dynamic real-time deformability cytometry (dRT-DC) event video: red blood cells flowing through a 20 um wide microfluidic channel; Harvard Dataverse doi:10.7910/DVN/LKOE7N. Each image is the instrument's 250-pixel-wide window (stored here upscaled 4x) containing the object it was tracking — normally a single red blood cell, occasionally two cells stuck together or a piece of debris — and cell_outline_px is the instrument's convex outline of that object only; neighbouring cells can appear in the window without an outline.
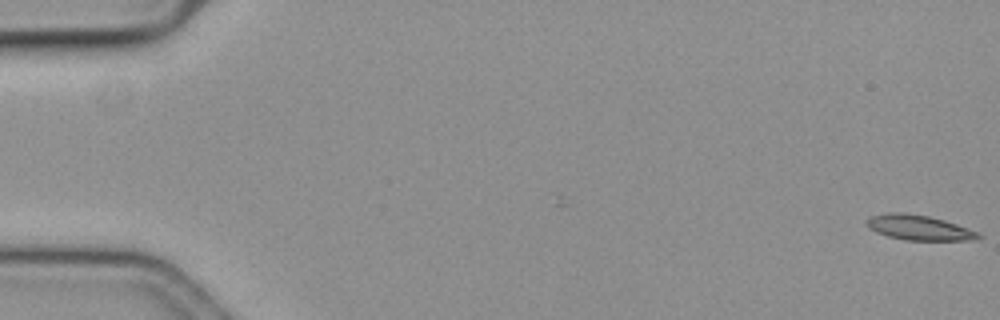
{"species": "common noctule bat (a hibernating species)", "species_latin": "Nyctalus noctula", "temperature_condition": "cold", "stored_images_in_passage": 2, "camera_frame_rate_fps": 3000, "um_per_image_px": 0.085, "animal": {"sex": "female", "body_mass_g": 19.3, "forearm_length_mm": 54.1}, "frame": {"image": 1, "passage_image": 2, "time_ms": 0.333, "image_size_px": [1000, 320], "cell_outline_px": [[984, 236], [976, 240], [904, 240], [888, 236], [876, 232], [868, 228], [864, 224], [864, 220], [868, 216], [888, 212], [904, 212], [928, 216], [944, 220], [980, 232]], "centroid_in_image_um": [78.07, 19.34], "position_along_channel_um": 6.9, "area_um2": 16.65}}